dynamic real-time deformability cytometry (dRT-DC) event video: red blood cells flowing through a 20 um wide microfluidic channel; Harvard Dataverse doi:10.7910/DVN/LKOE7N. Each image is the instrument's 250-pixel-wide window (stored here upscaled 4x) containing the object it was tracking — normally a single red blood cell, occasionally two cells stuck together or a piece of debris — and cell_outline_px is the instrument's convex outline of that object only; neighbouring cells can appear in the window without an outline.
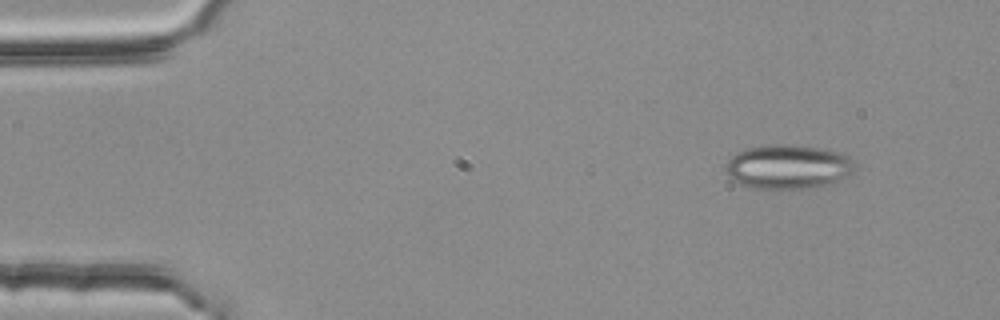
{"species": "common noctule bat (a hibernating species)", "species_latin": "Nyctalus noctula", "temperature_condition": "room temperature", "stored_images_in_passage": 3, "camera_frame_rate_fps": 3000, "um_per_image_px": 0.085, "animal": {"sex": "female", "body_mass_g": 25.1}, "frame": {"image": 1, "passage_image": 1, "time_ms": 0.0, "image_size_px": [1000, 320], "cell_outline_px": [[856, 172], [832, 184], [800, 188], [756, 188], [740, 184], [732, 180], [728, 176], [724, 168], [728, 160], [736, 152], [748, 148], [776, 144], [780, 144], [816, 148], [840, 152], [848, 156], [856, 164]], "centroid_in_image_um": [67.0, 14.18], "position_along_channel_um": 18.0, "area_um2": 33.18}}